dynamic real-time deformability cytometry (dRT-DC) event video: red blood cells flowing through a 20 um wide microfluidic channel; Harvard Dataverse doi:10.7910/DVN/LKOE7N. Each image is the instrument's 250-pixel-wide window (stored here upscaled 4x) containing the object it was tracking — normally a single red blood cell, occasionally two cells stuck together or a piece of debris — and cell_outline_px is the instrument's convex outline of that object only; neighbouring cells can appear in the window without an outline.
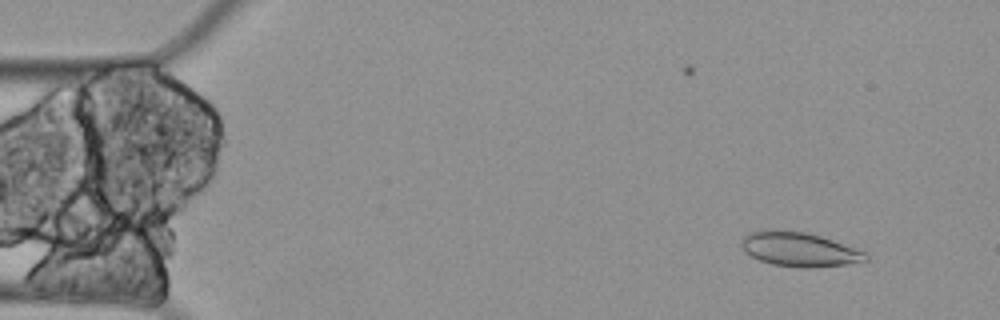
{"species": "Egyptian fruit bat (a non-hibernating species)", "species_latin": "Rousettus aegyptiacus", "temperature_condition": "cold", "stored_images_in_passage": 59, "camera_frame_rate_fps": 3000, "um_per_image_px": 0.085, "animal": {"sex": "female"}, "frame": {"image": 1, "passage_image": 5, "time_ms": 1.333, "image_size_px": [1000, 320], "cell_outline_px": [[868, 260], [848, 264], [812, 268], [800, 268], [772, 264], [760, 260], [744, 252], [740, 244], [740, 240], [748, 232], [804, 232], [820, 236], [832, 240], [864, 252], [868, 256]], "centroid_in_image_um": [67.93, 21.24], "position_along_channel_um": 17.1, "area_um2": 24.16}}
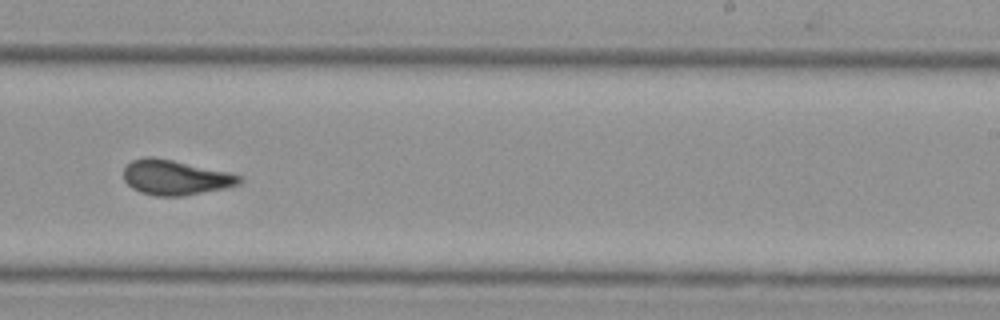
{"frame": {"image": 2, "passage_image": 36, "time_ms": 11.667, "image_size_px": [1000, 320], "cell_outline_px": [[244, 180], [240, 184], [224, 188], [184, 196], [156, 196], [140, 192], [132, 188], [124, 180], [124, 168], [132, 160], [144, 156], [152, 156], [172, 160], [228, 172], [244, 176]], "centroid_in_image_um": [14.91, 15.08], "position_along_channel_um": 274.1, "area_um2": 23.64}}
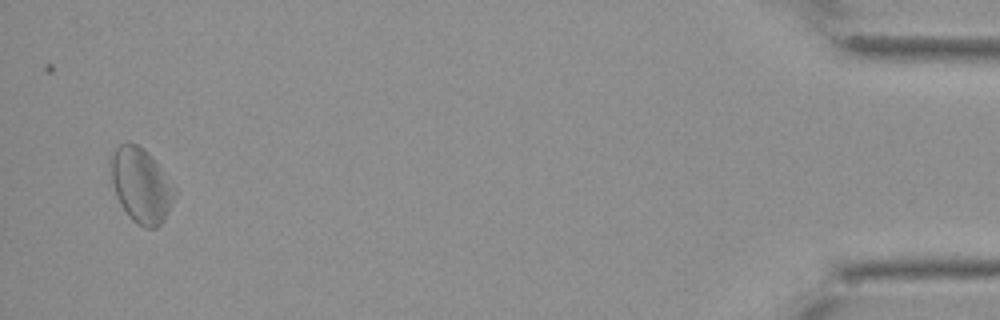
{"frame": {"image": 3, "passage_image": 57, "time_ms": 18.667, "image_size_px": [1000, 320], "cell_outline_px": [[176, 196], [164, 220], [156, 228], [144, 228], [136, 224], [128, 216], [120, 204], [112, 184], [112, 156], [116, 148], [120, 144], [136, 144], [160, 168], [176, 188]], "centroid_in_image_um": [12.01, 15.85], "position_along_channel_um": 423.2, "area_um2": 26.99}, "authors_computed_cell_mechanics": {"area_um2": 24.1604, "velocity_mm_per_s": 3.2957, "shape_relaxation_time_tau1_ms": null, "shape_relaxation_time_tau2_ms": 5.8851, "deformation_change_tau1": null, "deformation_change_tau2": 0.123}}